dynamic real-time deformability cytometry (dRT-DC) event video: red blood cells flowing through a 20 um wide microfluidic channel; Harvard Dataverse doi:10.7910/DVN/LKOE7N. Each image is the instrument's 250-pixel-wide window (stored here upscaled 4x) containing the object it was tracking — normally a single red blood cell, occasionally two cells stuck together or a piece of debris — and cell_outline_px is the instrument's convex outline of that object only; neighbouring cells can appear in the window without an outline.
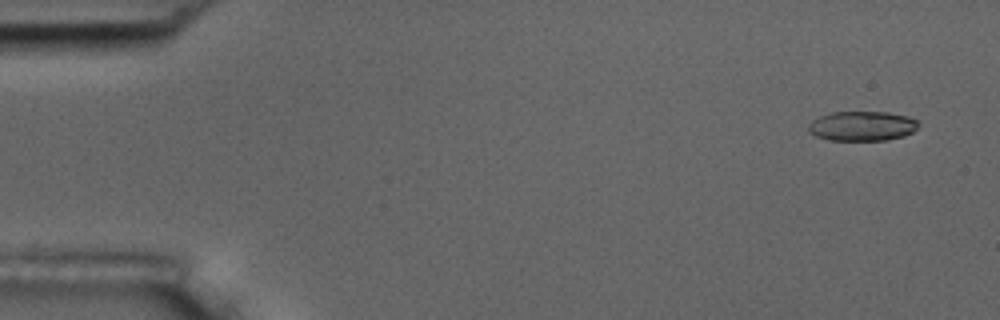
{"species": "common noctule bat (a hibernating species)", "species_latin": "Nyctalus noctula", "temperature_condition": "room temperature", "stored_images_in_passage": 5, "camera_frame_rate_fps": 3000, "um_per_image_px": 0.085, "animal": {"sex": "male", "body_mass_g": 17.5, "forearm_length_mm": 52.3}, "frame": {"image": 1, "passage_image": 1, "time_ms": 0.0, "image_size_px": [1000, 320], "cell_outline_px": [[920, 124], [912, 132], [904, 136], [884, 140], [828, 140], [816, 136], [808, 132], [808, 124], [812, 120], [820, 116], [832, 112], [888, 112], [908, 116], [916, 120]], "centroid_in_image_um": [73.26, 10.71], "position_along_channel_um": 11.7, "area_um2": 19.07}}
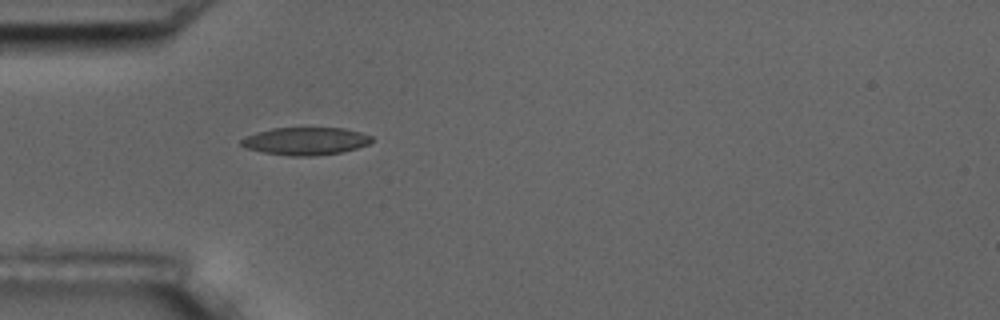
{"frame": {"image": 2, "passage_image": 5, "time_ms": 1.333, "image_size_px": [1000, 320], "cell_outline_px": [[372, 140], [368, 144], [356, 148], [340, 152], [312, 156], [288, 156], [264, 152], [244, 148], [240, 144], [240, 140], [256, 132], [272, 128], [344, 128], [360, 132], [372, 136]], "centroid_in_image_um": [25.95, 11.99], "position_along_channel_um": 59.1, "area_um2": 20.92}}